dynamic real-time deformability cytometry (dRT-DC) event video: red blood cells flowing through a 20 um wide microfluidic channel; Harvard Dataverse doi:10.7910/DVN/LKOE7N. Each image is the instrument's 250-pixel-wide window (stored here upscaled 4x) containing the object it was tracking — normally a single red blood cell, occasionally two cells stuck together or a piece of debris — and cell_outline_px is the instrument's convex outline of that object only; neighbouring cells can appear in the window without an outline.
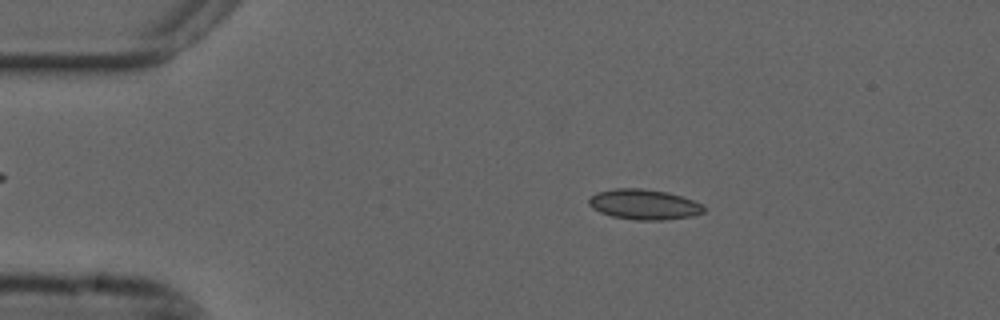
{"species": "common noctule bat (a hibernating species)", "species_latin": "Nyctalus noctula", "temperature_condition": "cold", "stored_images_in_passage": 55, "camera_frame_rate_fps": 3000, "um_per_image_px": 0.085, "animal": {"sex": "male", "forearm_length_mm": 52.5}, "frame": {"image": 1, "passage_image": 10, "time_ms": 3.0, "image_size_px": [1000, 320], "cell_outline_px": [[704, 212], [692, 216], [664, 220], [636, 220], [612, 216], [600, 212], [592, 208], [588, 204], [588, 200], [596, 192], [612, 188], [640, 188], [668, 192], [704, 204]], "centroid_in_image_um": [54.73, 17.37], "position_along_channel_um": 30.3, "area_um2": 20.35}}
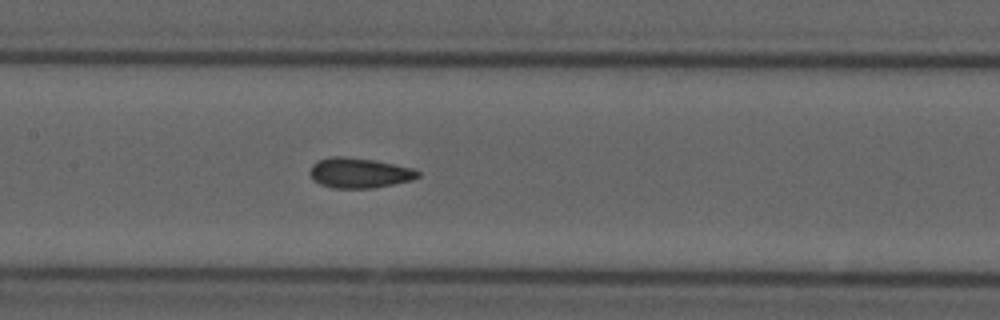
{"frame": {"image": 2, "passage_image": 26, "time_ms": 8.333, "image_size_px": [1000, 320], "cell_outline_px": [[420, 176], [412, 180], [372, 188], [332, 188], [320, 184], [312, 180], [308, 172], [312, 164], [316, 160], [332, 156], [344, 156], [376, 160], [412, 168], [420, 172]], "centroid_in_image_um": [30.49, 14.69], "position_along_channel_um": 176.9, "area_um2": 19.19}}
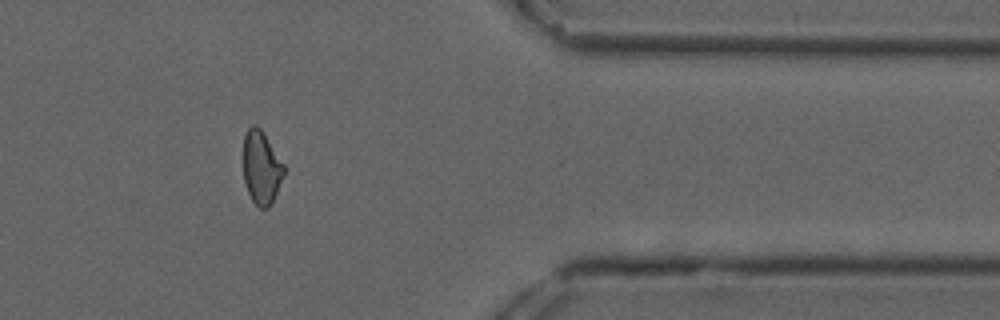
{"frame": {"image": 3, "passage_image": 45, "time_ms": 14.667, "image_size_px": [1000, 320], "cell_outline_px": [[284, 176], [272, 204], [268, 208], [260, 208], [252, 200], [248, 192], [244, 180], [244, 136], [248, 128], [252, 124], [256, 124], [260, 128], [284, 164]], "centroid_in_image_um": [22.23, 14.26], "position_along_channel_um": 389.2, "area_um2": 17.28}, "authors_computed_cell_mechanics": {"area_um2": 18.6694, "velocity_mm_per_s": 3.6944, "shape_relaxation_time_tau1_ms": null, "shape_relaxation_time_tau2_ms": 2.6958, "deformation_change_tau1": null, "deformation_change_tau2": 0.0763}}